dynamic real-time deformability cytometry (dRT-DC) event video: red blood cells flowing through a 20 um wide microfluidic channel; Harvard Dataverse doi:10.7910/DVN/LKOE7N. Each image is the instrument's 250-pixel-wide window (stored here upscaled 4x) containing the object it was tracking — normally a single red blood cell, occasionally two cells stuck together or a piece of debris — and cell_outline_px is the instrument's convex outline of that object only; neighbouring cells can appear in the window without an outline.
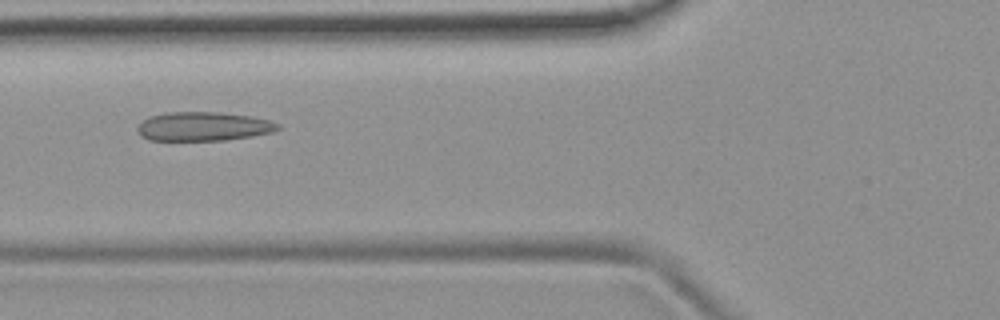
{"species": "common noctule bat (a hibernating species)", "species_latin": "Nyctalus noctula", "temperature_condition": "room temperature", "stored_images_in_passage": 37, "camera_frame_rate_fps": 3000, "um_per_image_px": 0.085, "animal": {"sex": "female", "body_mass_g": 19.9}, "frame": {"image": 1, "passage_image": 4, "time_ms": 1.0, "image_size_px": [1000, 320], "cell_outline_px": [[280, 128], [272, 132], [252, 136], [224, 140], [148, 140], [140, 136], [136, 128], [148, 116], [168, 112], [220, 112], [248, 116], [268, 120], [280, 124]], "centroid_in_image_um": [17.26, 10.75], "position_along_channel_um": 108.5, "area_um2": 23.64}}
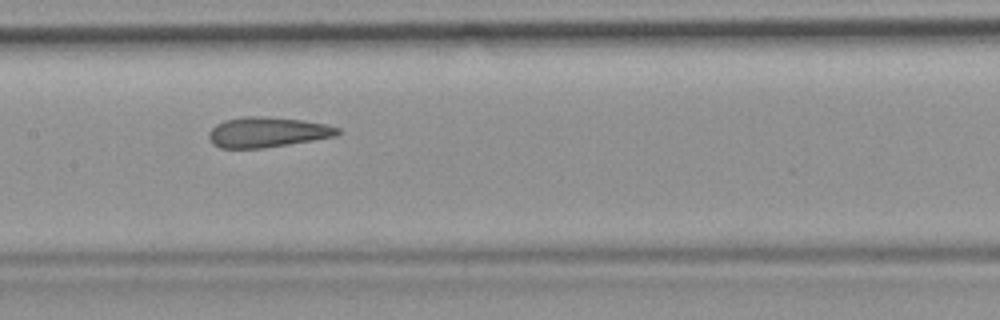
{"frame": {"image": 2, "passage_image": 10, "time_ms": 3.0, "image_size_px": [1000, 320], "cell_outline_px": [[340, 132], [336, 136], [288, 144], [260, 148], [220, 148], [212, 144], [208, 136], [208, 132], [216, 124], [224, 120], [244, 116], [264, 116], [300, 120], [328, 124], [340, 128]], "centroid_in_image_um": [22.7, 11.23], "position_along_channel_um": 184.7, "area_um2": 22.66}}
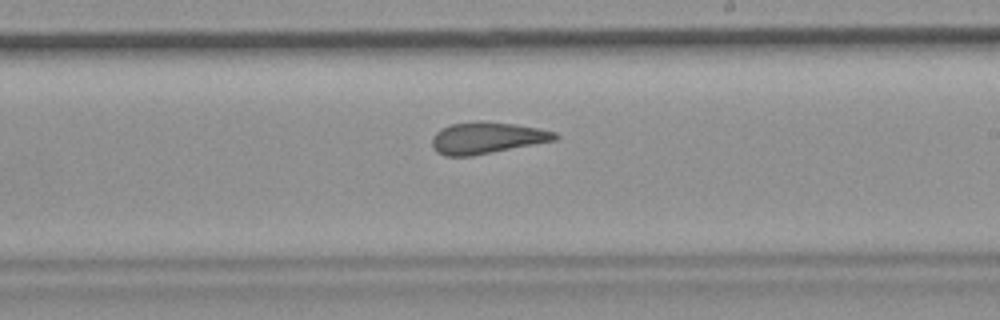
{"frame": {"image": 3, "passage_image": 15, "time_ms": 4.667, "image_size_px": [1000, 320], "cell_outline_px": [[560, 136], [556, 140], [472, 156], [444, 156], [436, 152], [432, 148], [432, 136], [440, 128], [452, 124], [476, 120], [516, 124], [540, 128], [556, 132]], "centroid_in_image_um": [41.37, 11.71], "position_along_channel_um": 247.6, "area_um2": 22.89}, "authors_computed_cell_mechanics": {"area_um2": 22.9466, "velocity_mm_per_s": 3.8048, "shape_relaxation_time_tau1_ms": null, "shape_relaxation_time_tau2_ms": 1.8221, "deformation_change_tau1": null, "deformation_change_tau2": 0.0892}}